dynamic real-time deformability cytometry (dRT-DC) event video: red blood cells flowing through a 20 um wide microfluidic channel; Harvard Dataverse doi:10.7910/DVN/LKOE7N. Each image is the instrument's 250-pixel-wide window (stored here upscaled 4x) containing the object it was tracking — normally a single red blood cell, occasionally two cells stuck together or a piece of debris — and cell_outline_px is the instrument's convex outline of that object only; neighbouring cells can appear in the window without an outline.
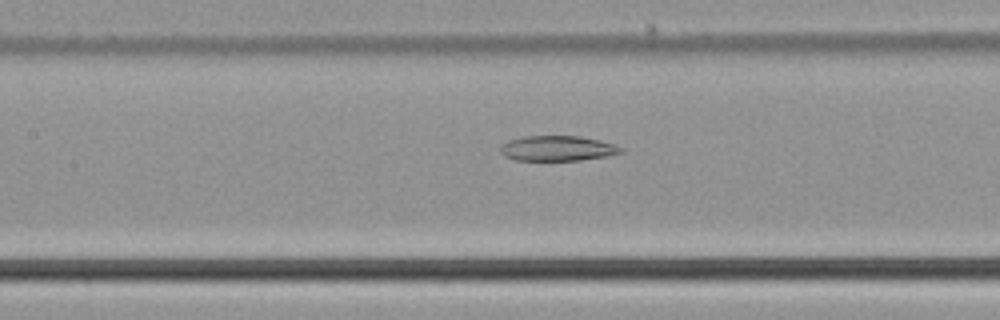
{"species": "common noctule bat (a hibernating species)", "species_latin": "Nyctalus noctula", "temperature_condition": "cold", "stored_images_in_passage": 54, "camera_frame_rate_fps": 3000, "um_per_image_px": 0.085, "animal": {"sex": "male", "body_mass_g": 21.5, "forearm_length_mm": 52.0}, "frame": {"image": 1, "passage_image": 25, "time_ms": 8.0, "image_size_px": [1000, 320], "cell_outline_px": [[624, 152], [604, 156], [580, 160], [516, 160], [504, 156], [500, 152], [500, 144], [508, 140], [524, 136], [580, 136], [600, 140], [624, 148]], "centroid_in_image_um": [47.35, 12.6], "position_along_channel_um": 160.1, "area_um2": 17.69}}
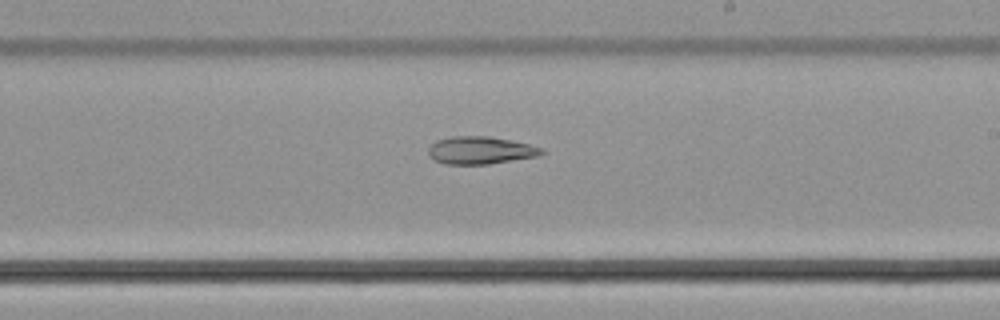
{"frame": {"image": 2, "passage_image": 32, "time_ms": 10.333, "image_size_px": [1000, 320], "cell_outline_px": [[548, 152], [536, 156], [488, 164], [444, 164], [432, 160], [428, 156], [428, 148], [436, 140], [452, 136], [488, 136], [528, 144], [544, 148]], "centroid_in_image_um": [40.8, 12.78], "position_along_channel_um": 248.2, "area_um2": 18.26}}
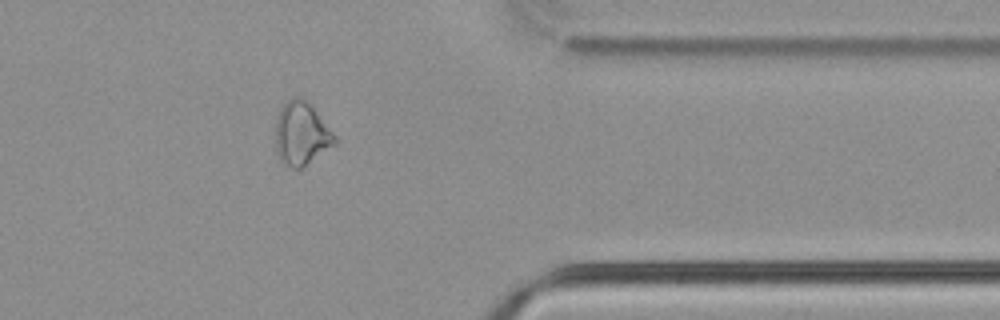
{"frame": {"image": 3, "passage_image": 44, "time_ms": 14.333, "image_size_px": [1000, 320], "cell_outline_px": [[336, 144], [300, 168], [292, 168], [284, 164], [280, 160], [276, 152], [276, 120], [280, 108], [292, 96], [304, 96], [312, 104], [336, 136]], "centroid_in_image_um": [25.62, 11.31], "position_along_channel_um": 385.8, "area_um2": 22.02}}